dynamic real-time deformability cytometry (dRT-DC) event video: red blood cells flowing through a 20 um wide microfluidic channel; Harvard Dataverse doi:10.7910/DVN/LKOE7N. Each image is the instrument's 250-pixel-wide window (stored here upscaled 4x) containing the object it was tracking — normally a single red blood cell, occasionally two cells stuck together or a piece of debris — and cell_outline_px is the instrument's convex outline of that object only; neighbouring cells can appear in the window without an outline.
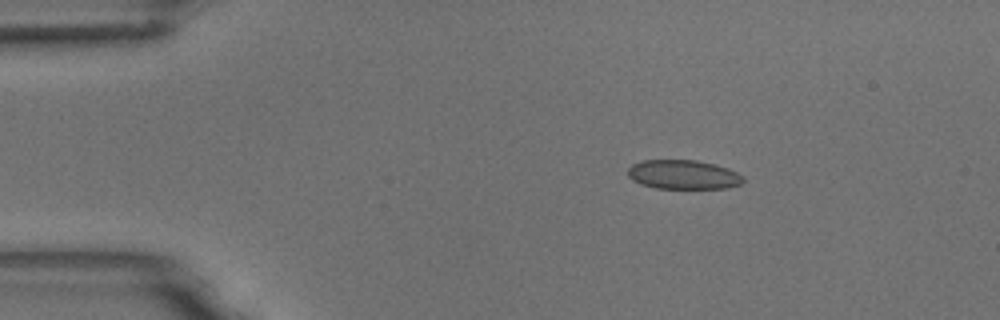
{"species": "common noctule bat (a hibernating species)", "species_latin": "Nyctalus noctula", "temperature_condition": "room temperature", "stored_images_in_passage": 4, "camera_frame_rate_fps": 3000, "um_per_image_px": 0.085, "animal": {"sex": "male", "body_mass_g": 18.8}, "frame": {"image": 1, "passage_image": 2, "time_ms": 0.333, "image_size_px": [1000, 320], "cell_outline_px": [[744, 180], [740, 184], [728, 188], [656, 188], [640, 184], [632, 180], [628, 176], [628, 168], [632, 164], [644, 160], [696, 160], [728, 168], [744, 176]], "centroid_in_image_um": [58.07, 14.84], "position_along_channel_um": 26.9, "area_um2": 19.59}}